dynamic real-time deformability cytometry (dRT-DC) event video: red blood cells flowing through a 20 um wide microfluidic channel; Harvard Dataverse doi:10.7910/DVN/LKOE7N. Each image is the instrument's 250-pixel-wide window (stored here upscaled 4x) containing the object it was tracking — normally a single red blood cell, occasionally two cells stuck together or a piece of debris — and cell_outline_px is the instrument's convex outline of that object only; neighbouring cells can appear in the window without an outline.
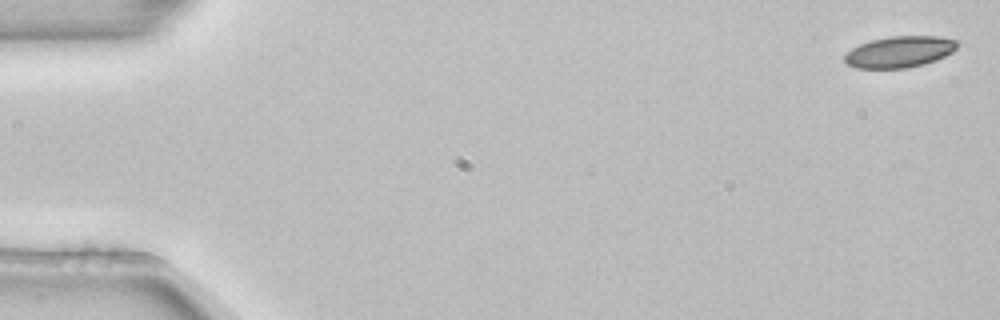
{"species": "common noctule bat (a hibernating species)", "species_latin": "Nyctalus noctula", "temperature_condition": "room temperature", "stored_images_in_passage": 4, "camera_frame_rate_fps": 3000, "um_per_image_px": 0.085, "animal": {"sex": "female", "body_mass_g": 22.7, "forearm_length_mm": 54.2}, "frame": {"image": 1, "passage_image": 1, "time_ms": 0.0, "image_size_px": [1000, 320], "cell_outline_px": [[960, 44], [952, 52], [936, 60], [924, 64], [908, 68], [856, 68], [848, 64], [844, 60], [844, 56], [852, 48], [860, 44], [872, 40], [892, 36], [940, 36], [960, 40]], "centroid_in_image_um": [76.52, 4.4], "position_along_channel_um": 8.5, "area_um2": 20.63}}
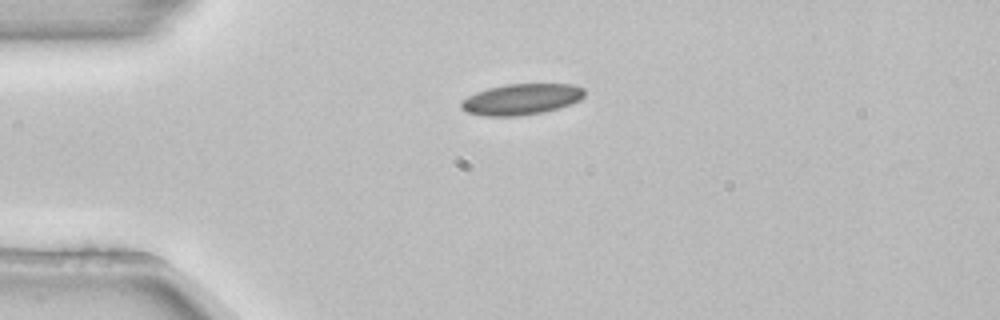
{"frame": {"image": 2, "passage_image": 3, "time_ms": 0.667, "image_size_px": [1000, 320], "cell_outline_px": [[584, 96], [580, 100], [560, 108], [544, 112], [516, 116], [484, 116], [464, 112], [460, 108], [460, 100], [476, 92], [488, 88], [504, 84], [576, 84], [584, 88]], "centroid_in_image_um": [44.29, 8.44], "position_along_channel_um": 40.7, "area_um2": 22.6}}